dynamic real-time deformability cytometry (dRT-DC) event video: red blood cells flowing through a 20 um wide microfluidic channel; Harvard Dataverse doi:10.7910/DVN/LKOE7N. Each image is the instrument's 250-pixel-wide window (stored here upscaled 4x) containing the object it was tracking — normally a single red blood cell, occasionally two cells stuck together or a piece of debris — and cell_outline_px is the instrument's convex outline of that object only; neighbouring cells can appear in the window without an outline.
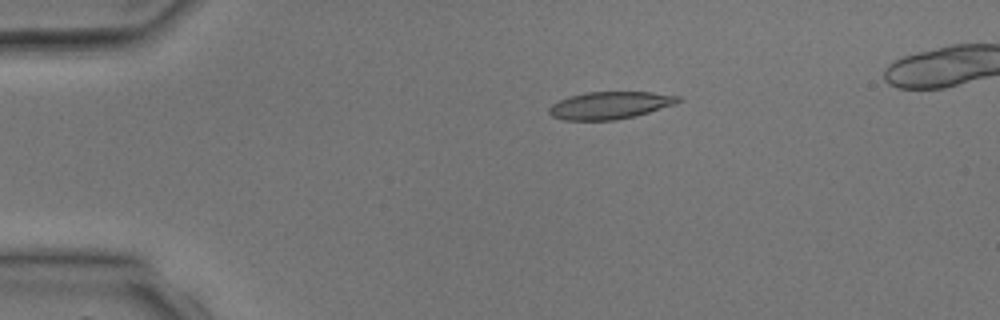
{"species": "common noctule bat (a hibernating species)", "species_latin": "Nyctalus noctula", "temperature_condition": "room temperature", "stored_images_in_passage": 4, "camera_frame_rate_fps": 3000, "um_per_image_px": 0.085, "animal": {"sex": "male", "body_mass_g": 17.9, "forearm_length_mm": 54.2}, "frame": {"image": 1, "passage_image": 2, "time_ms": 1.333, "image_size_px": [1000, 320], "cell_outline_px": [[680, 100], [676, 104], [636, 116], [616, 120], [564, 120], [552, 116], [548, 112], [548, 108], [552, 104], [560, 100], [572, 96], [588, 92], [652, 92], [680, 96]], "centroid_in_image_um": [51.86, 8.96], "position_along_channel_um": 33.1, "area_um2": 20.52}}